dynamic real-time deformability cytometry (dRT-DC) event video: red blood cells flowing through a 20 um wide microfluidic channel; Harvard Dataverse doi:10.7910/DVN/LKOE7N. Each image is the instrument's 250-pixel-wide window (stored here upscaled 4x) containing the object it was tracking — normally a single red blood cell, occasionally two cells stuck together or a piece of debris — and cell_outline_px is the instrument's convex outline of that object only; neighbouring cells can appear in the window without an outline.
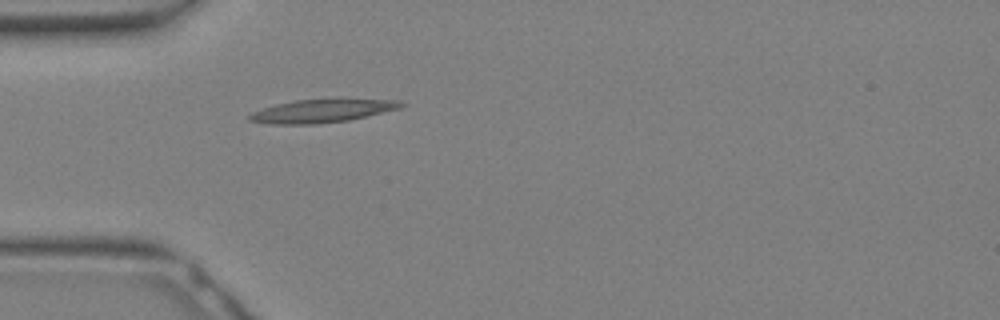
{"species": "Egyptian fruit bat (a non-hibernating species)", "species_latin": "Rousettus aegyptiacus", "temperature_condition": "warm", "stored_images_in_passage": 5, "camera_frame_rate_fps": 3000, "um_per_image_px": 0.085, "animal": {"sex": "female"}, "frame": {"image": 1, "passage_image": 1, "time_ms": 0.0, "image_size_px": [1000, 320], "cell_outline_px": [[408, 104], [400, 108], [348, 120], [316, 124], [272, 124], [248, 120], [248, 116], [252, 112], [276, 104], [296, 100], [400, 100]], "centroid_in_image_um": [27.35, 9.44], "position_along_channel_um": 57.6, "area_um2": 19.94}}
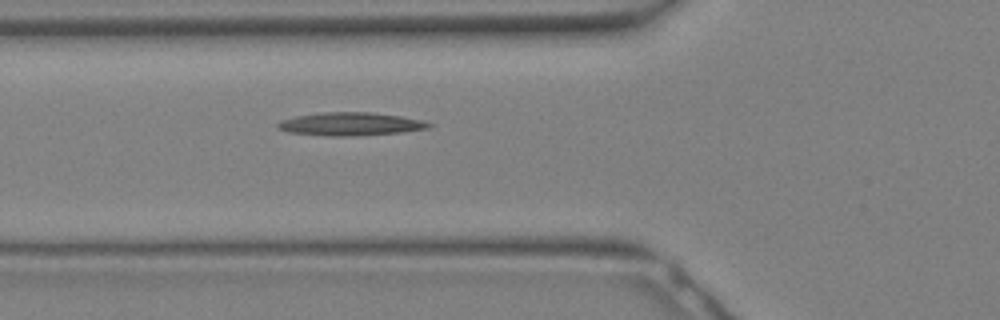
{"frame": {"image": 2, "passage_image": 3, "time_ms": 0.667, "image_size_px": [1000, 320], "cell_outline_px": [[432, 124], [428, 128], [400, 132], [352, 136], [324, 136], [288, 132], [276, 128], [276, 124], [280, 120], [296, 116], [324, 112], [372, 112], [400, 116], [420, 120]], "centroid_in_image_um": [29.71, 10.54], "position_along_channel_um": 96.1, "area_um2": 20.29}}
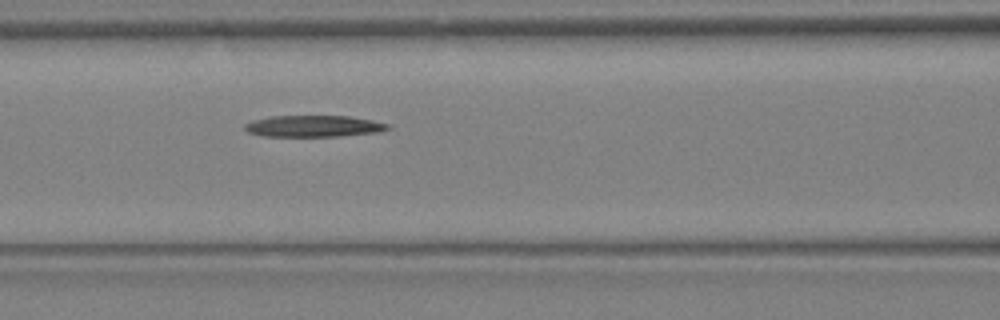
{"frame": {"image": 3, "passage_image": 5, "time_ms": 1.333, "image_size_px": [1000, 320], "cell_outline_px": [[392, 128], [376, 132], [340, 136], [264, 136], [248, 132], [244, 128], [244, 124], [256, 120], [272, 116], [348, 116], [372, 120], [388, 124]], "centroid_in_image_um": [26.67, 10.72], "position_along_channel_um": 139.9, "area_um2": 17.69}}